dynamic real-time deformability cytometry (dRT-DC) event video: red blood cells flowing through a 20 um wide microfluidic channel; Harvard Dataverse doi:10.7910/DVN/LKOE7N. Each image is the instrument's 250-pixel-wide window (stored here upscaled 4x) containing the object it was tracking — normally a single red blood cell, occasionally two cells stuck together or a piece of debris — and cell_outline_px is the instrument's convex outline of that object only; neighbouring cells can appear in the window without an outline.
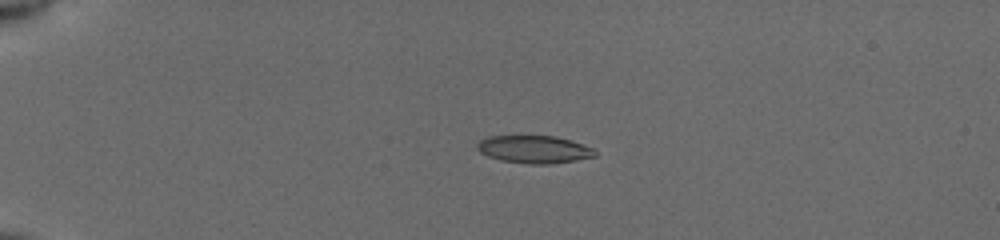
{"species": "common noctule bat (a hibernating species)", "species_latin": "Nyctalus noctula", "temperature_condition": "cold", "stored_images_in_passage": 41, "camera_frame_rate_fps": 3000, "um_per_image_px": 0.085, "animal": {"sex": "female", "body_mass_g": 19.5, "forearm_length_mm": 54.1}, "frame": {"image": 1, "passage_image": 1, "time_ms": 0.0, "image_size_px": [1000, 240], "cell_outline_px": [[596, 156], [576, 160], [548, 164], [528, 164], [500, 160], [488, 156], [480, 152], [476, 148], [476, 144], [480, 140], [488, 136], [556, 136], [592, 148], [596, 152]], "centroid_in_image_um": [45.35, 12.7], "position_along_channel_um": 39.6, "area_um2": 18.84}}
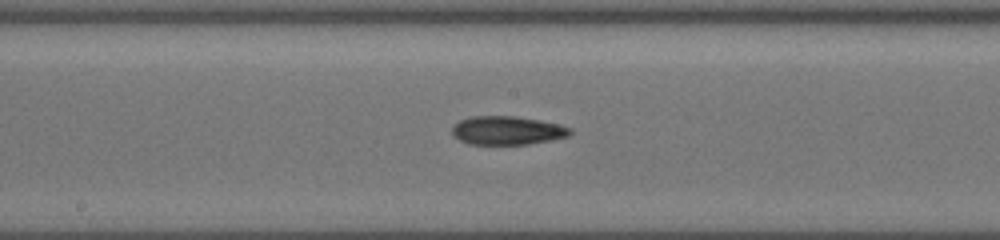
{"frame": {"image": 2, "passage_image": 18, "time_ms": 5.667, "image_size_px": [1000, 240], "cell_outline_px": [[572, 132], [568, 136], [552, 140], [528, 144], [468, 144], [452, 136], [452, 128], [460, 120], [472, 116], [516, 116], [540, 120], [572, 128]], "centroid_in_image_um": [43.11, 11.09], "position_along_channel_um": 205.1, "area_um2": 19.65}}
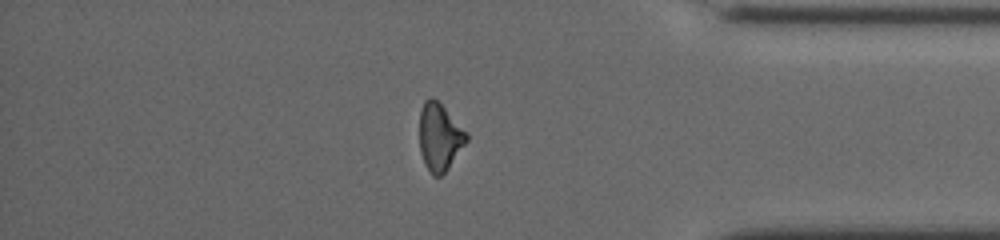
{"frame": {"image": 3, "passage_image": 34, "time_ms": 11.0, "image_size_px": [1000, 240], "cell_outline_px": [[468, 140], [448, 168], [440, 176], [432, 176], [424, 164], [420, 152], [420, 112], [424, 100], [428, 96], [432, 96], [468, 132]], "centroid_in_image_um": [37.36, 11.65], "position_along_channel_um": 397.8, "area_um2": 18.44}, "authors_computed_cell_mechanics": {"area_um2": 19.0162, "velocity_mm_per_s": 3.9405, "shape_relaxation_time_tau1_ms": null, "shape_relaxation_time_tau2_ms": 4.8894, "deformation_change_tau1": null, "deformation_change_tau2": 0.1452}}